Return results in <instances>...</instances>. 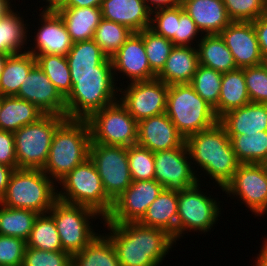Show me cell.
<instances>
[{
  "instance_id": "obj_1",
  "label": "cell",
  "mask_w": 267,
  "mask_h": 266,
  "mask_svg": "<svg viewBox=\"0 0 267 266\" xmlns=\"http://www.w3.org/2000/svg\"><path fill=\"white\" fill-rule=\"evenodd\" d=\"M66 59L72 81V90L65 98L67 119L87 120L119 101L112 60L93 39L75 42Z\"/></svg>"
},
{
  "instance_id": "obj_2",
  "label": "cell",
  "mask_w": 267,
  "mask_h": 266,
  "mask_svg": "<svg viewBox=\"0 0 267 266\" xmlns=\"http://www.w3.org/2000/svg\"><path fill=\"white\" fill-rule=\"evenodd\" d=\"M103 226L121 266H160L177 243L166 231L138 222L113 224L104 219Z\"/></svg>"
},
{
  "instance_id": "obj_3",
  "label": "cell",
  "mask_w": 267,
  "mask_h": 266,
  "mask_svg": "<svg viewBox=\"0 0 267 266\" xmlns=\"http://www.w3.org/2000/svg\"><path fill=\"white\" fill-rule=\"evenodd\" d=\"M185 143L199 182V175L204 173L223 190L240 164L225 128L218 122L209 129L190 135ZM195 166L197 171L201 169L199 173L203 172L198 174Z\"/></svg>"
},
{
  "instance_id": "obj_4",
  "label": "cell",
  "mask_w": 267,
  "mask_h": 266,
  "mask_svg": "<svg viewBox=\"0 0 267 266\" xmlns=\"http://www.w3.org/2000/svg\"><path fill=\"white\" fill-rule=\"evenodd\" d=\"M91 143L87 120L66 119L55 131L42 171L56 184L89 158Z\"/></svg>"
},
{
  "instance_id": "obj_5",
  "label": "cell",
  "mask_w": 267,
  "mask_h": 266,
  "mask_svg": "<svg viewBox=\"0 0 267 266\" xmlns=\"http://www.w3.org/2000/svg\"><path fill=\"white\" fill-rule=\"evenodd\" d=\"M57 187L42 169L17 168L9 178L0 204L46 214L57 200Z\"/></svg>"
},
{
  "instance_id": "obj_6",
  "label": "cell",
  "mask_w": 267,
  "mask_h": 266,
  "mask_svg": "<svg viewBox=\"0 0 267 266\" xmlns=\"http://www.w3.org/2000/svg\"><path fill=\"white\" fill-rule=\"evenodd\" d=\"M166 114L185 139L219 122L214 108L190 84L169 86Z\"/></svg>"
},
{
  "instance_id": "obj_7",
  "label": "cell",
  "mask_w": 267,
  "mask_h": 266,
  "mask_svg": "<svg viewBox=\"0 0 267 266\" xmlns=\"http://www.w3.org/2000/svg\"><path fill=\"white\" fill-rule=\"evenodd\" d=\"M58 185L62 187L57 189L58 200L89 207L104 219L111 213L114 202L106 194L98 171L90 158L77 165L58 182Z\"/></svg>"
},
{
  "instance_id": "obj_8",
  "label": "cell",
  "mask_w": 267,
  "mask_h": 266,
  "mask_svg": "<svg viewBox=\"0 0 267 266\" xmlns=\"http://www.w3.org/2000/svg\"><path fill=\"white\" fill-rule=\"evenodd\" d=\"M48 213L55 222L62 250L71 255L83 250L100 234V231L95 232L92 222L98 218L102 223L104 221L99 213L89 207L66 203L58 199Z\"/></svg>"
},
{
  "instance_id": "obj_9",
  "label": "cell",
  "mask_w": 267,
  "mask_h": 266,
  "mask_svg": "<svg viewBox=\"0 0 267 266\" xmlns=\"http://www.w3.org/2000/svg\"><path fill=\"white\" fill-rule=\"evenodd\" d=\"M66 119L65 116L44 114L36 122L13 132L17 168L43 169L54 133Z\"/></svg>"
},
{
  "instance_id": "obj_10",
  "label": "cell",
  "mask_w": 267,
  "mask_h": 266,
  "mask_svg": "<svg viewBox=\"0 0 267 266\" xmlns=\"http://www.w3.org/2000/svg\"><path fill=\"white\" fill-rule=\"evenodd\" d=\"M200 187L201 183L198 182L193 187L178 192V241L188 231L202 234L211 232L220 220L218 218L221 216V202L217 201L218 198H212V194L207 191L203 192L205 189Z\"/></svg>"
},
{
  "instance_id": "obj_11",
  "label": "cell",
  "mask_w": 267,
  "mask_h": 266,
  "mask_svg": "<svg viewBox=\"0 0 267 266\" xmlns=\"http://www.w3.org/2000/svg\"><path fill=\"white\" fill-rule=\"evenodd\" d=\"M87 122L91 143L124 147L137 144L138 122L120 101L94 112Z\"/></svg>"
},
{
  "instance_id": "obj_12",
  "label": "cell",
  "mask_w": 267,
  "mask_h": 266,
  "mask_svg": "<svg viewBox=\"0 0 267 266\" xmlns=\"http://www.w3.org/2000/svg\"><path fill=\"white\" fill-rule=\"evenodd\" d=\"M89 158L114 202L133 182L129 169L127 147L90 143Z\"/></svg>"
},
{
  "instance_id": "obj_13",
  "label": "cell",
  "mask_w": 267,
  "mask_h": 266,
  "mask_svg": "<svg viewBox=\"0 0 267 266\" xmlns=\"http://www.w3.org/2000/svg\"><path fill=\"white\" fill-rule=\"evenodd\" d=\"M222 192L244 203L254 216L267 214V164H239Z\"/></svg>"
},
{
  "instance_id": "obj_14",
  "label": "cell",
  "mask_w": 267,
  "mask_h": 266,
  "mask_svg": "<svg viewBox=\"0 0 267 266\" xmlns=\"http://www.w3.org/2000/svg\"><path fill=\"white\" fill-rule=\"evenodd\" d=\"M168 89L169 86L157 78L131 82L126 88L119 86V101L139 122L166 112Z\"/></svg>"
},
{
  "instance_id": "obj_15",
  "label": "cell",
  "mask_w": 267,
  "mask_h": 266,
  "mask_svg": "<svg viewBox=\"0 0 267 266\" xmlns=\"http://www.w3.org/2000/svg\"><path fill=\"white\" fill-rule=\"evenodd\" d=\"M154 162V179L165 190L181 192L199 182L186 143L181 147L154 152Z\"/></svg>"
},
{
  "instance_id": "obj_16",
  "label": "cell",
  "mask_w": 267,
  "mask_h": 266,
  "mask_svg": "<svg viewBox=\"0 0 267 266\" xmlns=\"http://www.w3.org/2000/svg\"><path fill=\"white\" fill-rule=\"evenodd\" d=\"M163 189L155 179L133 181L114 201L106 220L113 224L138 222Z\"/></svg>"
},
{
  "instance_id": "obj_17",
  "label": "cell",
  "mask_w": 267,
  "mask_h": 266,
  "mask_svg": "<svg viewBox=\"0 0 267 266\" xmlns=\"http://www.w3.org/2000/svg\"><path fill=\"white\" fill-rule=\"evenodd\" d=\"M38 16L40 24L38 30L35 29L34 35H36L30 36L34 38V42L28 43L31 47H27V52L34 56L48 54L67 56L74 43L60 15L56 12H41Z\"/></svg>"
},
{
  "instance_id": "obj_18",
  "label": "cell",
  "mask_w": 267,
  "mask_h": 266,
  "mask_svg": "<svg viewBox=\"0 0 267 266\" xmlns=\"http://www.w3.org/2000/svg\"><path fill=\"white\" fill-rule=\"evenodd\" d=\"M16 97L33 103L44 114L66 117V101L36 64L22 82Z\"/></svg>"
},
{
  "instance_id": "obj_19",
  "label": "cell",
  "mask_w": 267,
  "mask_h": 266,
  "mask_svg": "<svg viewBox=\"0 0 267 266\" xmlns=\"http://www.w3.org/2000/svg\"><path fill=\"white\" fill-rule=\"evenodd\" d=\"M111 60L113 73L117 82L119 74L123 79H128L126 81L127 83L149 81L156 78V74L149 66L143 38L138 32L131 34L126 42L111 57Z\"/></svg>"
},
{
  "instance_id": "obj_20",
  "label": "cell",
  "mask_w": 267,
  "mask_h": 266,
  "mask_svg": "<svg viewBox=\"0 0 267 266\" xmlns=\"http://www.w3.org/2000/svg\"><path fill=\"white\" fill-rule=\"evenodd\" d=\"M219 35L231 51L237 68L262 64L263 57L253 22L232 21Z\"/></svg>"
},
{
  "instance_id": "obj_21",
  "label": "cell",
  "mask_w": 267,
  "mask_h": 266,
  "mask_svg": "<svg viewBox=\"0 0 267 266\" xmlns=\"http://www.w3.org/2000/svg\"><path fill=\"white\" fill-rule=\"evenodd\" d=\"M185 138L179 133L166 112L138 122L137 144L152 152L181 147Z\"/></svg>"
},
{
  "instance_id": "obj_22",
  "label": "cell",
  "mask_w": 267,
  "mask_h": 266,
  "mask_svg": "<svg viewBox=\"0 0 267 266\" xmlns=\"http://www.w3.org/2000/svg\"><path fill=\"white\" fill-rule=\"evenodd\" d=\"M102 18L141 32L150 27L151 10L143 0H103Z\"/></svg>"
},
{
  "instance_id": "obj_23",
  "label": "cell",
  "mask_w": 267,
  "mask_h": 266,
  "mask_svg": "<svg viewBox=\"0 0 267 266\" xmlns=\"http://www.w3.org/2000/svg\"><path fill=\"white\" fill-rule=\"evenodd\" d=\"M181 6L203 35L219 34L232 22L223 0H184Z\"/></svg>"
},
{
  "instance_id": "obj_24",
  "label": "cell",
  "mask_w": 267,
  "mask_h": 266,
  "mask_svg": "<svg viewBox=\"0 0 267 266\" xmlns=\"http://www.w3.org/2000/svg\"><path fill=\"white\" fill-rule=\"evenodd\" d=\"M219 123L228 135H253L267 131V104L250 102L226 112L219 118Z\"/></svg>"
},
{
  "instance_id": "obj_25",
  "label": "cell",
  "mask_w": 267,
  "mask_h": 266,
  "mask_svg": "<svg viewBox=\"0 0 267 266\" xmlns=\"http://www.w3.org/2000/svg\"><path fill=\"white\" fill-rule=\"evenodd\" d=\"M138 223L162 229L178 241V192L163 189Z\"/></svg>"
},
{
  "instance_id": "obj_26",
  "label": "cell",
  "mask_w": 267,
  "mask_h": 266,
  "mask_svg": "<svg viewBox=\"0 0 267 266\" xmlns=\"http://www.w3.org/2000/svg\"><path fill=\"white\" fill-rule=\"evenodd\" d=\"M198 66L196 47L174 45L163 69L156 75V78L168 86L190 84Z\"/></svg>"
},
{
  "instance_id": "obj_27",
  "label": "cell",
  "mask_w": 267,
  "mask_h": 266,
  "mask_svg": "<svg viewBox=\"0 0 267 266\" xmlns=\"http://www.w3.org/2000/svg\"><path fill=\"white\" fill-rule=\"evenodd\" d=\"M73 43L92 40L102 18L101 7L63 8L57 12Z\"/></svg>"
},
{
  "instance_id": "obj_28",
  "label": "cell",
  "mask_w": 267,
  "mask_h": 266,
  "mask_svg": "<svg viewBox=\"0 0 267 266\" xmlns=\"http://www.w3.org/2000/svg\"><path fill=\"white\" fill-rule=\"evenodd\" d=\"M43 115L33 103L16 96H1L0 130L15 132Z\"/></svg>"
},
{
  "instance_id": "obj_29",
  "label": "cell",
  "mask_w": 267,
  "mask_h": 266,
  "mask_svg": "<svg viewBox=\"0 0 267 266\" xmlns=\"http://www.w3.org/2000/svg\"><path fill=\"white\" fill-rule=\"evenodd\" d=\"M196 48L200 65L221 73L238 69L231 51L219 34L203 35Z\"/></svg>"
},
{
  "instance_id": "obj_30",
  "label": "cell",
  "mask_w": 267,
  "mask_h": 266,
  "mask_svg": "<svg viewBox=\"0 0 267 266\" xmlns=\"http://www.w3.org/2000/svg\"><path fill=\"white\" fill-rule=\"evenodd\" d=\"M244 79V68L223 73L218 105L214 108L218 118L226 112L250 103Z\"/></svg>"
},
{
  "instance_id": "obj_31",
  "label": "cell",
  "mask_w": 267,
  "mask_h": 266,
  "mask_svg": "<svg viewBox=\"0 0 267 266\" xmlns=\"http://www.w3.org/2000/svg\"><path fill=\"white\" fill-rule=\"evenodd\" d=\"M14 11L16 9L0 18V53L6 55L26 52V46L30 41L28 40L30 39L28 34L31 31L28 29L31 28L30 24L24 21V15L21 16L20 12Z\"/></svg>"
},
{
  "instance_id": "obj_32",
  "label": "cell",
  "mask_w": 267,
  "mask_h": 266,
  "mask_svg": "<svg viewBox=\"0 0 267 266\" xmlns=\"http://www.w3.org/2000/svg\"><path fill=\"white\" fill-rule=\"evenodd\" d=\"M106 233H100L83 250L72 255V266H121Z\"/></svg>"
},
{
  "instance_id": "obj_33",
  "label": "cell",
  "mask_w": 267,
  "mask_h": 266,
  "mask_svg": "<svg viewBox=\"0 0 267 266\" xmlns=\"http://www.w3.org/2000/svg\"><path fill=\"white\" fill-rule=\"evenodd\" d=\"M35 65L36 58L27 51L9 55L0 76V95L16 96L22 82Z\"/></svg>"
},
{
  "instance_id": "obj_34",
  "label": "cell",
  "mask_w": 267,
  "mask_h": 266,
  "mask_svg": "<svg viewBox=\"0 0 267 266\" xmlns=\"http://www.w3.org/2000/svg\"><path fill=\"white\" fill-rule=\"evenodd\" d=\"M228 136L240 164H267V131Z\"/></svg>"
},
{
  "instance_id": "obj_35",
  "label": "cell",
  "mask_w": 267,
  "mask_h": 266,
  "mask_svg": "<svg viewBox=\"0 0 267 266\" xmlns=\"http://www.w3.org/2000/svg\"><path fill=\"white\" fill-rule=\"evenodd\" d=\"M38 215L32 210L11 208L0 204V235L27 241Z\"/></svg>"
},
{
  "instance_id": "obj_36",
  "label": "cell",
  "mask_w": 267,
  "mask_h": 266,
  "mask_svg": "<svg viewBox=\"0 0 267 266\" xmlns=\"http://www.w3.org/2000/svg\"><path fill=\"white\" fill-rule=\"evenodd\" d=\"M26 246L49 252L63 251L55 222L49 213L36 217Z\"/></svg>"
},
{
  "instance_id": "obj_37",
  "label": "cell",
  "mask_w": 267,
  "mask_h": 266,
  "mask_svg": "<svg viewBox=\"0 0 267 266\" xmlns=\"http://www.w3.org/2000/svg\"><path fill=\"white\" fill-rule=\"evenodd\" d=\"M34 57L36 58V64L42 69L60 94L66 98L72 90L70 69L66 56L48 54Z\"/></svg>"
},
{
  "instance_id": "obj_38",
  "label": "cell",
  "mask_w": 267,
  "mask_h": 266,
  "mask_svg": "<svg viewBox=\"0 0 267 266\" xmlns=\"http://www.w3.org/2000/svg\"><path fill=\"white\" fill-rule=\"evenodd\" d=\"M132 33L133 31L122 24L102 19L94 32L93 40L111 58Z\"/></svg>"
},
{
  "instance_id": "obj_39",
  "label": "cell",
  "mask_w": 267,
  "mask_h": 266,
  "mask_svg": "<svg viewBox=\"0 0 267 266\" xmlns=\"http://www.w3.org/2000/svg\"><path fill=\"white\" fill-rule=\"evenodd\" d=\"M143 38L146 55L151 70L157 75L164 67L174 44L171 40L155 33L150 28L138 32Z\"/></svg>"
},
{
  "instance_id": "obj_40",
  "label": "cell",
  "mask_w": 267,
  "mask_h": 266,
  "mask_svg": "<svg viewBox=\"0 0 267 266\" xmlns=\"http://www.w3.org/2000/svg\"><path fill=\"white\" fill-rule=\"evenodd\" d=\"M222 75L221 72L199 64L190 83L196 93L213 108L218 105Z\"/></svg>"
},
{
  "instance_id": "obj_41",
  "label": "cell",
  "mask_w": 267,
  "mask_h": 266,
  "mask_svg": "<svg viewBox=\"0 0 267 266\" xmlns=\"http://www.w3.org/2000/svg\"><path fill=\"white\" fill-rule=\"evenodd\" d=\"M132 181L154 180V152L138 144L127 147Z\"/></svg>"
},
{
  "instance_id": "obj_42",
  "label": "cell",
  "mask_w": 267,
  "mask_h": 266,
  "mask_svg": "<svg viewBox=\"0 0 267 266\" xmlns=\"http://www.w3.org/2000/svg\"><path fill=\"white\" fill-rule=\"evenodd\" d=\"M232 21L252 22L266 14V0H223Z\"/></svg>"
},
{
  "instance_id": "obj_43",
  "label": "cell",
  "mask_w": 267,
  "mask_h": 266,
  "mask_svg": "<svg viewBox=\"0 0 267 266\" xmlns=\"http://www.w3.org/2000/svg\"><path fill=\"white\" fill-rule=\"evenodd\" d=\"M244 79L252 103L267 104V69L263 64L244 68Z\"/></svg>"
},
{
  "instance_id": "obj_44",
  "label": "cell",
  "mask_w": 267,
  "mask_h": 266,
  "mask_svg": "<svg viewBox=\"0 0 267 266\" xmlns=\"http://www.w3.org/2000/svg\"><path fill=\"white\" fill-rule=\"evenodd\" d=\"M22 266H72V255L65 251H43L27 247Z\"/></svg>"
},
{
  "instance_id": "obj_45",
  "label": "cell",
  "mask_w": 267,
  "mask_h": 266,
  "mask_svg": "<svg viewBox=\"0 0 267 266\" xmlns=\"http://www.w3.org/2000/svg\"><path fill=\"white\" fill-rule=\"evenodd\" d=\"M202 36L203 34L200 32L192 18L183 10V7L181 5L177 6L175 45L196 47Z\"/></svg>"
},
{
  "instance_id": "obj_46",
  "label": "cell",
  "mask_w": 267,
  "mask_h": 266,
  "mask_svg": "<svg viewBox=\"0 0 267 266\" xmlns=\"http://www.w3.org/2000/svg\"><path fill=\"white\" fill-rule=\"evenodd\" d=\"M26 241L0 235V266H22Z\"/></svg>"
},
{
  "instance_id": "obj_47",
  "label": "cell",
  "mask_w": 267,
  "mask_h": 266,
  "mask_svg": "<svg viewBox=\"0 0 267 266\" xmlns=\"http://www.w3.org/2000/svg\"><path fill=\"white\" fill-rule=\"evenodd\" d=\"M176 7L160 8L151 12L150 29L175 45Z\"/></svg>"
},
{
  "instance_id": "obj_48",
  "label": "cell",
  "mask_w": 267,
  "mask_h": 266,
  "mask_svg": "<svg viewBox=\"0 0 267 266\" xmlns=\"http://www.w3.org/2000/svg\"><path fill=\"white\" fill-rule=\"evenodd\" d=\"M0 164L17 169L14 134L0 130Z\"/></svg>"
},
{
  "instance_id": "obj_49",
  "label": "cell",
  "mask_w": 267,
  "mask_h": 266,
  "mask_svg": "<svg viewBox=\"0 0 267 266\" xmlns=\"http://www.w3.org/2000/svg\"><path fill=\"white\" fill-rule=\"evenodd\" d=\"M259 42L262 57L267 56V16L263 15L252 21Z\"/></svg>"
},
{
  "instance_id": "obj_50",
  "label": "cell",
  "mask_w": 267,
  "mask_h": 266,
  "mask_svg": "<svg viewBox=\"0 0 267 266\" xmlns=\"http://www.w3.org/2000/svg\"><path fill=\"white\" fill-rule=\"evenodd\" d=\"M151 11L160 8H171L181 5L180 0H143Z\"/></svg>"
},
{
  "instance_id": "obj_51",
  "label": "cell",
  "mask_w": 267,
  "mask_h": 266,
  "mask_svg": "<svg viewBox=\"0 0 267 266\" xmlns=\"http://www.w3.org/2000/svg\"><path fill=\"white\" fill-rule=\"evenodd\" d=\"M14 169L12 167L0 164V199L5 194L9 178Z\"/></svg>"
},
{
  "instance_id": "obj_52",
  "label": "cell",
  "mask_w": 267,
  "mask_h": 266,
  "mask_svg": "<svg viewBox=\"0 0 267 266\" xmlns=\"http://www.w3.org/2000/svg\"><path fill=\"white\" fill-rule=\"evenodd\" d=\"M46 3L43 7H39L42 12H58L68 5L69 0H42Z\"/></svg>"
},
{
  "instance_id": "obj_53",
  "label": "cell",
  "mask_w": 267,
  "mask_h": 266,
  "mask_svg": "<svg viewBox=\"0 0 267 266\" xmlns=\"http://www.w3.org/2000/svg\"><path fill=\"white\" fill-rule=\"evenodd\" d=\"M103 0H69L65 8L75 7H101Z\"/></svg>"
},
{
  "instance_id": "obj_54",
  "label": "cell",
  "mask_w": 267,
  "mask_h": 266,
  "mask_svg": "<svg viewBox=\"0 0 267 266\" xmlns=\"http://www.w3.org/2000/svg\"><path fill=\"white\" fill-rule=\"evenodd\" d=\"M263 243L261 244V250H259V254H257L255 261V266H267V238L263 239Z\"/></svg>"
},
{
  "instance_id": "obj_55",
  "label": "cell",
  "mask_w": 267,
  "mask_h": 266,
  "mask_svg": "<svg viewBox=\"0 0 267 266\" xmlns=\"http://www.w3.org/2000/svg\"><path fill=\"white\" fill-rule=\"evenodd\" d=\"M15 5L13 6L10 0H0V18L7 16L10 12L14 10Z\"/></svg>"
},
{
  "instance_id": "obj_56",
  "label": "cell",
  "mask_w": 267,
  "mask_h": 266,
  "mask_svg": "<svg viewBox=\"0 0 267 266\" xmlns=\"http://www.w3.org/2000/svg\"><path fill=\"white\" fill-rule=\"evenodd\" d=\"M8 56L9 55L0 53V76H1V74L3 72V70H4V67H5V64L7 62Z\"/></svg>"
},
{
  "instance_id": "obj_57",
  "label": "cell",
  "mask_w": 267,
  "mask_h": 266,
  "mask_svg": "<svg viewBox=\"0 0 267 266\" xmlns=\"http://www.w3.org/2000/svg\"><path fill=\"white\" fill-rule=\"evenodd\" d=\"M262 64L265 66V68L267 69V56L263 57V62Z\"/></svg>"
},
{
  "instance_id": "obj_58",
  "label": "cell",
  "mask_w": 267,
  "mask_h": 266,
  "mask_svg": "<svg viewBox=\"0 0 267 266\" xmlns=\"http://www.w3.org/2000/svg\"><path fill=\"white\" fill-rule=\"evenodd\" d=\"M0 112H1V95H0Z\"/></svg>"
},
{
  "instance_id": "obj_59",
  "label": "cell",
  "mask_w": 267,
  "mask_h": 266,
  "mask_svg": "<svg viewBox=\"0 0 267 266\" xmlns=\"http://www.w3.org/2000/svg\"><path fill=\"white\" fill-rule=\"evenodd\" d=\"M265 15L267 16V1H266V14Z\"/></svg>"
}]
</instances>
